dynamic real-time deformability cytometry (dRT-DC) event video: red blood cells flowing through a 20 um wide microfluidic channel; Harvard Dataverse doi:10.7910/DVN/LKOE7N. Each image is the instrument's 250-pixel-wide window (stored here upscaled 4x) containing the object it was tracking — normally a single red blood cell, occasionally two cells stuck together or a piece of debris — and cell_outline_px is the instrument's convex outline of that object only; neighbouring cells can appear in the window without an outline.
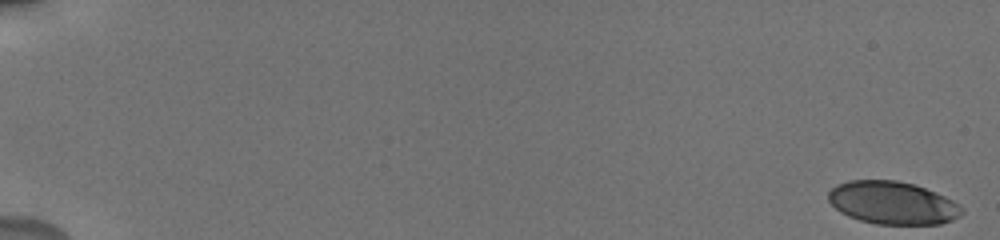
{"species": "human", "species_latin": "Homo sapiens", "temperature_condition": "cold", "stored_images_in_passage": 13, "camera_frame_rate_fps": 3000, "um_per_image_px": 0.085, "donor": {"sex": "male"}, "frame": {"image": 1, "passage_image": 1, "time_ms": 0.0, "image_size_px": [1000, 240], "cell_outline_px": [[964, 212], [960, 216], [952, 220], [940, 224], [876, 224], [860, 220], [848, 216], [840, 212], [828, 200], [828, 192], [836, 184], [848, 180], [896, 180], [916, 184], [944, 196], [952, 200], [964, 208]], "centroid_in_image_um": [75.87, 17.24], "position_along_channel_um": 9.1, "area_um2": 33.47}}
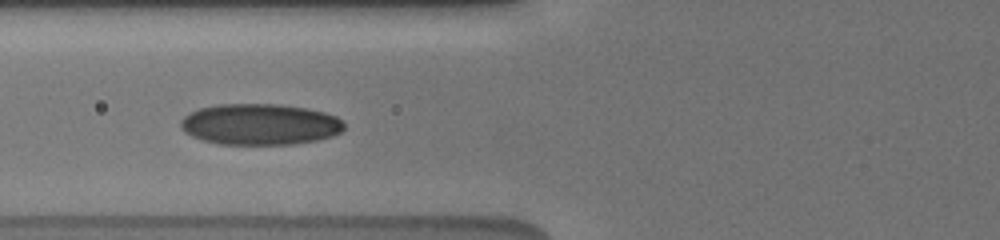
{"frame": {"image": 2, "passage_image": 10, "time_ms": 7.667, "image_size_px": [1000, 240], "cell_outline_px": [[344, 128], [340, 132], [332, 136], [316, 140], [292, 144], [220, 144], [204, 140], [192, 136], [184, 132], [180, 128], [180, 120], [184, 116], [200, 108], [216, 104], [280, 104], [308, 108], [324, 112], [336, 116], [344, 124]], "centroid_in_image_um": [22.08, 10.56], "position_along_channel_um": 103.7, "area_um2": 39.19}}
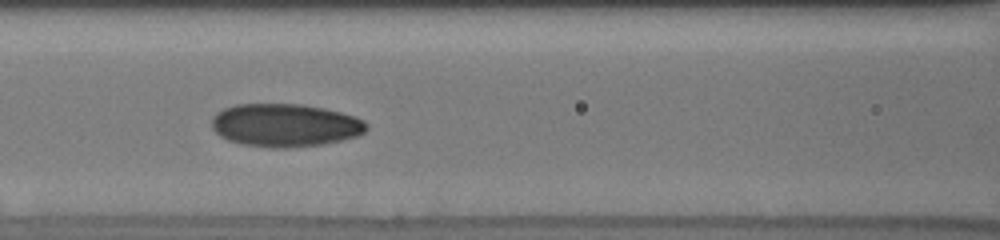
{"frame": {"image": 3, "passage_image": 11, "time_ms": 8.667, "image_size_px": [1000, 240], "cell_outline_px": [[368, 128], [364, 132], [356, 136], [324, 144], [284, 148], [272, 148], [240, 144], [228, 140], [220, 136], [212, 128], [212, 116], [216, 112], [224, 108], [236, 104], [300, 104], [324, 108], [356, 116], [364, 120], [368, 124]], "centroid_in_image_um": [24.22, 10.64], "position_along_channel_um": 142.4, "area_um2": 39.02}}